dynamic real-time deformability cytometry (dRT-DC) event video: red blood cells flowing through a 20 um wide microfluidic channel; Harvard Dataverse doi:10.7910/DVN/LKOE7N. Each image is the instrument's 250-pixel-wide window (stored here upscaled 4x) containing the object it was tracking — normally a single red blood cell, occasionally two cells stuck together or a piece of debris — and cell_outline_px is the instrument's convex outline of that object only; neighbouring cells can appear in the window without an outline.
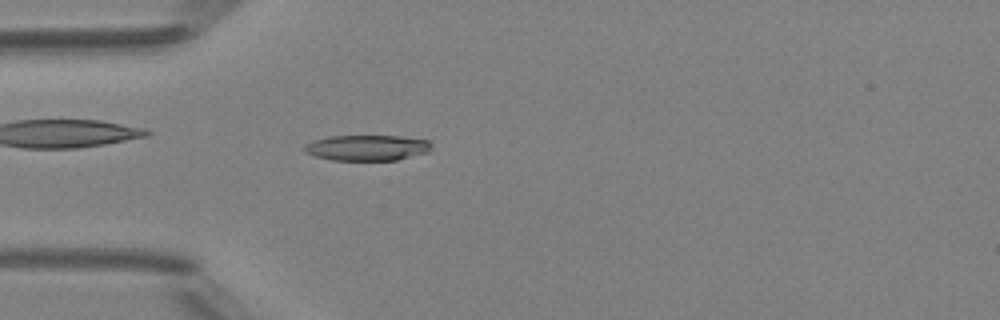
{"species": "Egyptian fruit bat (a non-hibernating species)", "species_latin": "Rousettus aegyptiacus", "temperature_condition": "room temperature", "stored_images_in_passage": 39, "camera_frame_rate_fps": 3000, "um_per_image_px": 0.085, "animal": {"sex": "female"}, "frame": {"image": 1, "passage_image": 4, "time_ms": 1.0, "image_size_px": [1000, 320], "cell_outline_px": [[432, 148], [428, 152], [396, 160], [332, 160], [316, 156], [304, 152], [304, 144], [312, 140], [328, 136], [400, 136], [428, 140], [432, 144]], "centroid_in_image_um": [31.19, 12.55], "position_along_channel_um": 53.8, "area_um2": 19.07}}
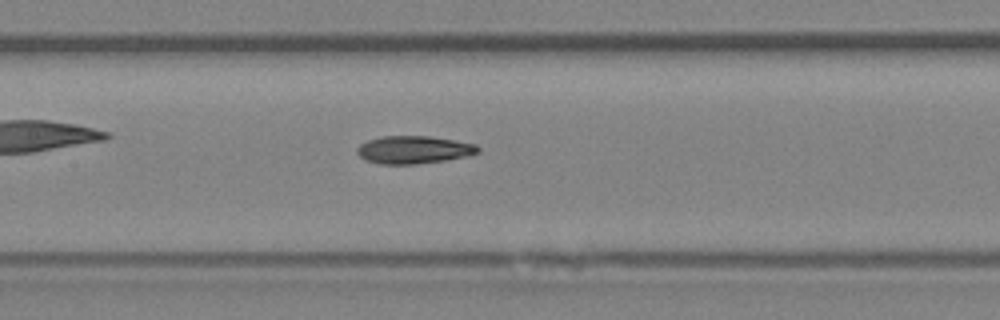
{"frame": {"image": 2, "passage_image": 13, "time_ms": 4.0, "image_size_px": [1000, 320], "cell_outline_px": [[480, 152], [468, 156], [444, 160], [416, 164], [380, 164], [364, 160], [356, 152], [356, 148], [360, 144], [368, 140], [380, 136], [428, 136], [476, 144], [480, 148]], "centroid_in_image_um": [35.14, 12.73], "position_along_channel_um": 172.3, "area_um2": 19.59}}
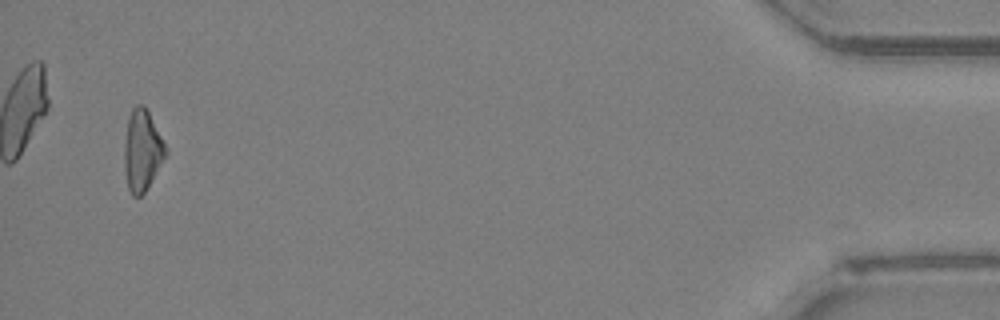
{"frame": {"image": 3, "passage_image": 37, "time_ms": 12.0, "image_size_px": [1000, 320], "cell_outline_px": [[168, 152], [144, 192], [140, 196], [132, 196], [128, 188], [124, 168], [124, 144], [128, 116], [132, 108], [136, 104], [144, 104], [168, 148]], "centroid_in_image_um": [12.08, 12.75], "position_along_channel_um": 423.1, "area_um2": 19.54}, "authors_computed_cell_mechanics": {"area_um2": 19.3052, "velocity_mm_per_s": 4.2016, "shape_relaxation_time_tau1_ms": 5.8544, "shape_relaxation_time_tau2_ms": 3.6689, "deformation_change_tau1": 0.1667, "deformation_change_tau2": 0.1334}}